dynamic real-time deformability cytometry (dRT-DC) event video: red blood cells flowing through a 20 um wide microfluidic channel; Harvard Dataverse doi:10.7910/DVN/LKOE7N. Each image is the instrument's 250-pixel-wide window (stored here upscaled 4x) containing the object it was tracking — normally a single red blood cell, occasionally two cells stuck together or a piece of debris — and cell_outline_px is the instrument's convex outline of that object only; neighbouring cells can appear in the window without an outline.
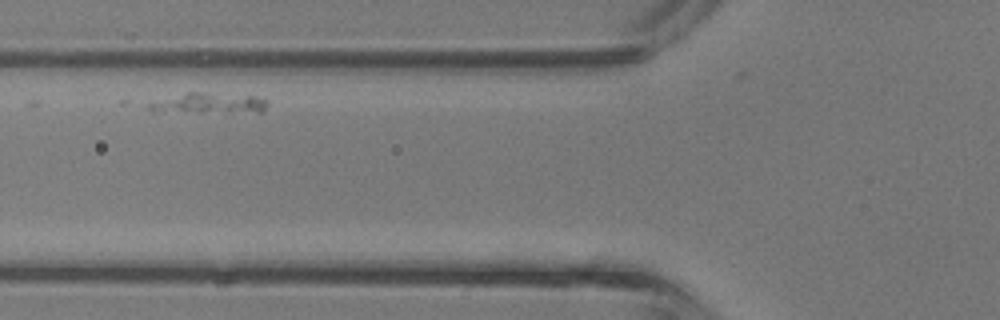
{"species": "common noctule bat (a hibernating species)", "species_latin": "Nyctalus noctula", "temperature_condition": "room temperature", "stored_images_in_passage": 4, "camera_frame_rate_fps": 3000, "um_per_image_px": 0.085, "animal": {"sex": "male", "body_mass_g": 13.3}, "frame": {"image": 1, "passage_image": 2, "time_ms": 0.333, "image_size_px": [1000, 320], "cell_outline_px": [[268, 104], [264, 112], [152, 112], [140, 104], [188, 92], [196, 92], [256, 96], [268, 100]], "centroid_in_image_um": [17.66, 8.79], "position_along_channel_um": 108.1, "area_um2": 14.57}}
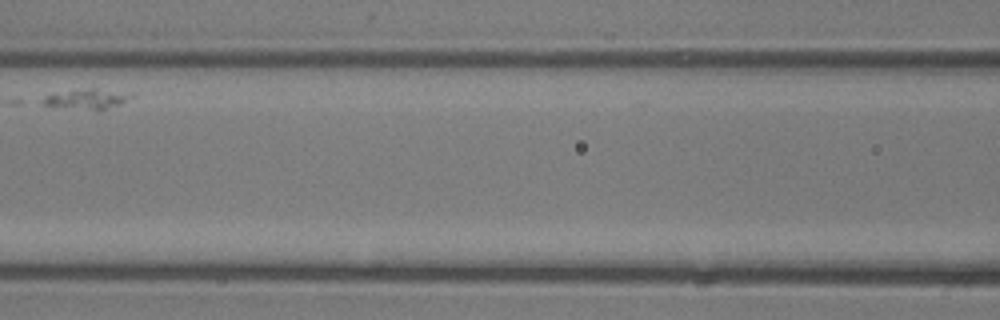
{"frame": {"image": 2, "passage_image": 3, "time_ms": 0.667, "image_size_px": [1000, 320], "cell_outline_px": [[136, 96], [120, 104], [100, 112], [40, 104], [36, 100], [44, 96], [92, 88], [96, 88], [132, 92]], "centroid_in_image_um": [7.47, 8.44], "position_along_channel_um": 159.1, "area_um2": 10.69}}